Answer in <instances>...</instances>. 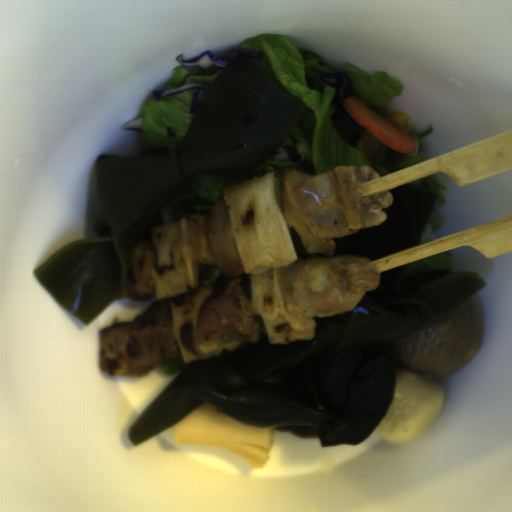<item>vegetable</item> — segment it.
<instances>
[{"mask_svg":"<svg viewBox=\"0 0 512 512\" xmlns=\"http://www.w3.org/2000/svg\"><path fill=\"white\" fill-rule=\"evenodd\" d=\"M450 269L453 271V254L441 252L430 255L408 265L380 273V279L376 290L379 293H387L399 289L404 276L412 275L426 270Z\"/></svg>","mask_w":512,"mask_h":512,"instance_id":"obj_7","label":"vegetable"},{"mask_svg":"<svg viewBox=\"0 0 512 512\" xmlns=\"http://www.w3.org/2000/svg\"><path fill=\"white\" fill-rule=\"evenodd\" d=\"M344 73L352 83V97L359 98L388 121V107L395 97L402 95L403 85L384 70L370 75L351 62L344 66Z\"/></svg>","mask_w":512,"mask_h":512,"instance_id":"obj_6","label":"vegetable"},{"mask_svg":"<svg viewBox=\"0 0 512 512\" xmlns=\"http://www.w3.org/2000/svg\"><path fill=\"white\" fill-rule=\"evenodd\" d=\"M287 167L303 172L300 166L287 160L268 159L255 172L239 176H223L202 174L192 176L182 191L168 203L155 217L147 230L143 241H152L151 230L157 225L188 219L192 215L205 214L224 198V190L229 187L247 182L252 178L272 174L277 177L283 188V173ZM304 173V172H303Z\"/></svg>","mask_w":512,"mask_h":512,"instance_id":"obj_4","label":"vegetable"},{"mask_svg":"<svg viewBox=\"0 0 512 512\" xmlns=\"http://www.w3.org/2000/svg\"><path fill=\"white\" fill-rule=\"evenodd\" d=\"M222 70L217 67L199 70L197 67H183L180 64L172 69V78L163 90H176L191 83H205L211 86Z\"/></svg>","mask_w":512,"mask_h":512,"instance_id":"obj_9","label":"vegetable"},{"mask_svg":"<svg viewBox=\"0 0 512 512\" xmlns=\"http://www.w3.org/2000/svg\"><path fill=\"white\" fill-rule=\"evenodd\" d=\"M223 194L242 270L250 275L252 305L268 342L312 340L316 321L288 313L279 283L280 268L299 259L286 223L281 181L267 173L228 187Z\"/></svg>","mask_w":512,"mask_h":512,"instance_id":"obj_2","label":"vegetable"},{"mask_svg":"<svg viewBox=\"0 0 512 512\" xmlns=\"http://www.w3.org/2000/svg\"><path fill=\"white\" fill-rule=\"evenodd\" d=\"M408 185H420V186H423V187H427L429 189H432L434 191L437 192L438 196H437V199H436V202L434 204V207H433V210L430 214V217L427 221V224L424 228V231L421 235V238L418 242L419 243H426L434 238H436L435 236V232L442 228V225H443V219H440L437 215H436V208L438 206H443L444 204H446L447 202V199L444 195V191H447V187L444 183H442L437 176H427V177H424V178H421V179H418Z\"/></svg>","mask_w":512,"mask_h":512,"instance_id":"obj_8","label":"vegetable"},{"mask_svg":"<svg viewBox=\"0 0 512 512\" xmlns=\"http://www.w3.org/2000/svg\"><path fill=\"white\" fill-rule=\"evenodd\" d=\"M201 88L189 89L144 105L140 128L150 147L177 148L195 115L191 113L193 96Z\"/></svg>","mask_w":512,"mask_h":512,"instance_id":"obj_5","label":"vegetable"},{"mask_svg":"<svg viewBox=\"0 0 512 512\" xmlns=\"http://www.w3.org/2000/svg\"><path fill=\"white\" fill-rule=\"evenodd\" d=\"M242 48L261 51L263 56L258 66L304 105L300 120L281 145L293 146L313 168L314 176L333 171L337 166L368 165L381 177L420 162L426 149L419 142L434 133L433 125L423 133L409 135L415 153H400L360 124L350 130L345 118H331L336 90L319 78L324 73L336 72L316 54L301 51L293 39L276 33L247 39Z\"/></svg>","mask_w":512,"mask_h":512,"instance_id":"obj_1","label":"vegetable"},{"mask_svg":"<svg viewBox=\"0 0 512 512\" xmlns=\"http://www.w3.org/2000/svg\"><path fill=\"white\" fill-rule=\"evenodd\" d=\"M220 270L218 266L214 264H200L199 263V280L211 282L214 284V281L218 277Z\"/></svg>","mask_w":512,"mask_h":512,"instance_id":"obj_11","label":"vegetable"},{"mask_svg":"<svg viewBox=\"0 0 512 512\" xmlns=\"http://www.w3.org/2000/svg\"><path fill=\"white\" fill-rule=\"evenodd\" d=\"M151 269L156 297L167 299L171 328L183 361L212 358L225 347L199 343L195 327L203 303L214 283L200 280V263L193 256L189 219L156 225L150 231Z\"/></svg>","mask_w":512,"mask_h":512,"instance_id":"obj_3","label":"vegetable"},{"mask_svg":"<svg viewBox=\"0 0 512 512\" xmlns=\"http://www.w3.org/2000/svg\"><path fill=\"white\" fill-rule=\"evenodd\" d=\"M194 361L195 360L185 362L180 352L176 358L164 362L162 366H159V368L164 375L169 377H178L179 374L188 366H190Z\"/></svg>","mask_w":512,"mask_h":512,"instance_id":"obj_10","label":"vegetable"}]
</instances>
